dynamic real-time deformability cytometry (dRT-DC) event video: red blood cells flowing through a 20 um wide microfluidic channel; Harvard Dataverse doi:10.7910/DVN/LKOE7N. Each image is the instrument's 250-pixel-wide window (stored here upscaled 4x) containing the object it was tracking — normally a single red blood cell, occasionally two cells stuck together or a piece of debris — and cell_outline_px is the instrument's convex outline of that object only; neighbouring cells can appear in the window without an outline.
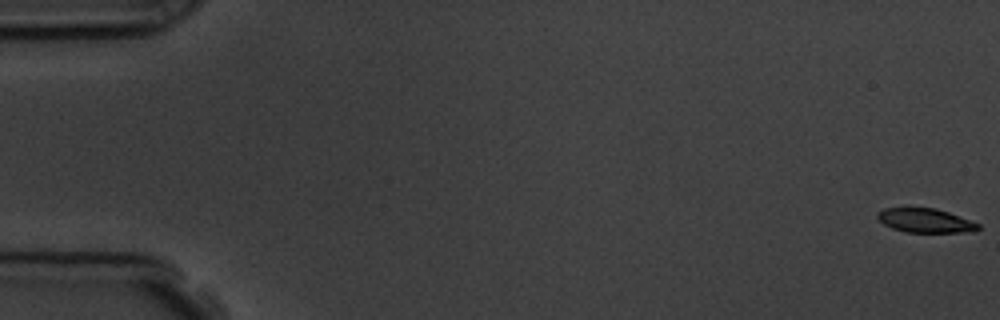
{"species": "common noctule bat (a hibernating species)", "species_latin": "Nyctalus noctula", "temperature_condition": "room temperature", "stored_images_in_passage": 18, "camera_frame_rate_fps": 3000, "um_per_image_px": 0.085, "animal": {"sex": "male", "body_mass_g": 19.5, "forearm_length_mm": 54.6}, "frame": {"image": 1, "passage_image": 1, "time_ms": 0.0, "image_size_px": [1000, 320], "cell_outline_px": [[980, 228], [976, 232], [904, 232], [892, 228], [884, 224], [876, 216], [876, 212], [884, 208], [908, 204], [936, 208], [948, 212], [980, 224]], "centroid_in_image_um": [78.59, 18.69], "position_along_channel_um": 6.4, "area_um2": 14.91}}
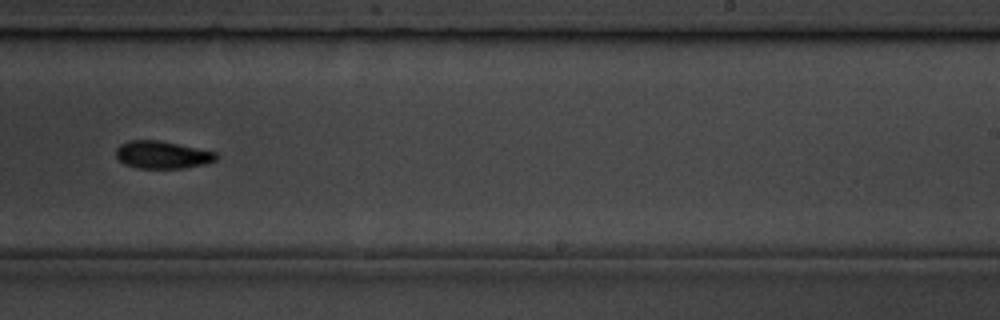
{"frame": {"image": 2, "passage_image": 11, "time_ms": 11.333, "image_size_px": [1000, 320], "cell_outline_px": [[220, 156], [216, 160], [204, 164], [180, 168], [136, 168], [124, 164], [116, 156], [116, 148], [120, 144], [128, 140], [160, 140], [216, 152]], "centroid_in_image_um": [13.78, 13.15], "position_along_channel_um": 275.2, "area_um2": 16.13}, "authors_computed_cell_mechanics": {"area_um2": 15.9528, "velocity_mm_per_s": 3.7493, "shape_relaxation_time_tau1_ms": 3.8802, "shape_relaxation_time_tau2_ms": null, "deformation_change_tau1": 0.1129, "deformation_change_tau2": null}}